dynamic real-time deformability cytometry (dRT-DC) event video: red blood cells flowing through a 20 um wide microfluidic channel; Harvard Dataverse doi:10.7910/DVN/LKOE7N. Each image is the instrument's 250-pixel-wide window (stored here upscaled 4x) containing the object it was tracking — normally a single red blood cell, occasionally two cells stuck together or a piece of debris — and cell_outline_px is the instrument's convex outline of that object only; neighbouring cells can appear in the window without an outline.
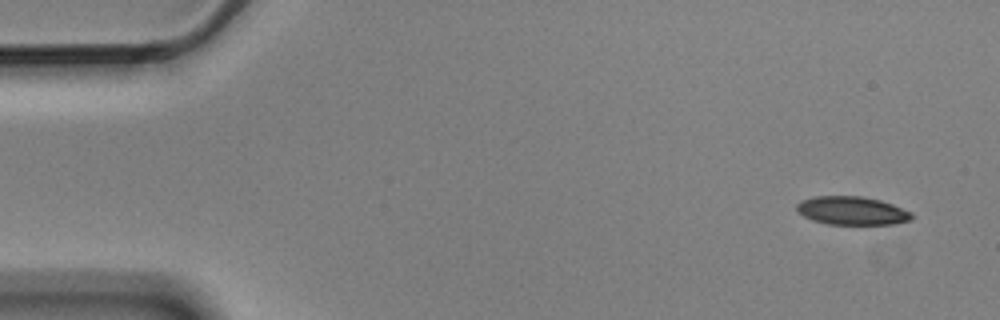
{"species": "Egyptian fruit bat (a non-hibernating species)", "species_latin": "Rousettus aegyptiacus", "temperature_condition": "cold", "stored_images_in_passage": 4, "camera_frame_rate_fps": 3000, "um_per_image_px": 0.085, "animal": {"sex": "male"}, "frame": {"image": 1, "passage_image": 1, "time_ms": 0.0, "image_size_px": [1000, 320], "cell_outline_px": [[912, 220], [892, 224], [828, 224], [812, 220], [804, 216], [796, 208], [796, 204], [800, 200], [812, 196], [860, 196], [880, 200], [892, 204], [912, 212]], "centroid_in_image_um": [72.4, 17.9], "position_along_channel_um": 12.6, "area_um2": 19.02}}